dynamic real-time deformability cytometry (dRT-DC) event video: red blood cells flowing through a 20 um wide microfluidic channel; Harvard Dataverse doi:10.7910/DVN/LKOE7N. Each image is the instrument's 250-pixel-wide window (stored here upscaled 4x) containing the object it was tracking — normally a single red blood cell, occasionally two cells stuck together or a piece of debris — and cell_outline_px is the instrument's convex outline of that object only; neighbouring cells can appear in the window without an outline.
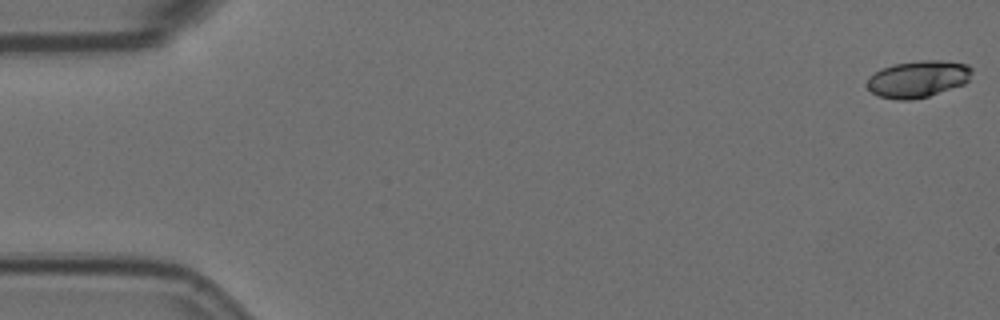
{"species": "Egyptian fruit bat (a non-hibernating species)", "species_latin": "Rousettus aegyptiacus", "temperature_condition": "room temperature", "stored_images_in_passage": 4, "camera_frame_rate_fps": 3000, "um_per_image_px": 0.085, "animal": {"sex": "female"}, "frame": {"image": 1, "passage_image": 1, "time_ms": 0.0, "image_size_px": [1000, 320], "cell_outline_px": [[972, 72], [968, 80], [964, 84], [928, 96], [908, 100], [900, 100], [880, 96], [872, 92], [868, 88], [868, 76], [892, 64], [920, 60], [944, 60], [968, 64], [972, 68]], "centroid_in_image_um": [78.06, 6.69], "position_along_channel_um": 6.9, "area_um2": 22.37}}